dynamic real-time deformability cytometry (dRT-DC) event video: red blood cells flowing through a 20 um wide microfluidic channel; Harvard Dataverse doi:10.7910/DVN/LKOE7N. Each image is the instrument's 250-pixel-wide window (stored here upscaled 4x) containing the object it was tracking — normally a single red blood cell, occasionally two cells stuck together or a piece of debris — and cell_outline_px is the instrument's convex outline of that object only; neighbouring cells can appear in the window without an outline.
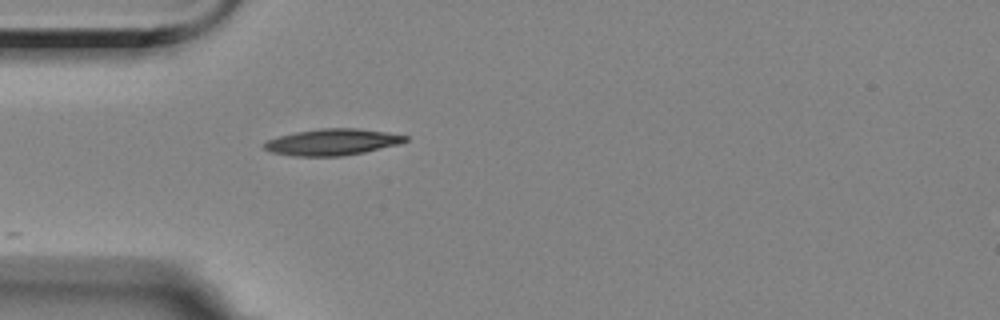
{"species": "Egyptian fruit bat (a non-hibernating species)", "species_latin": "Rousettus aegyptiacus", "temperature_condition": "room temperature", "stored_images_in_passage": 18, "camera_frame_rate_fps": 3000, "um_per_image_px": 0.085, "animal": {"sex": "female"}, "frame": {"image": 1, "passage_image": 1, "time_ms": 0.0, "image_size_px": [1000, 320], "cell_outline_px": [[408, 140], [396, 144], [364, 152], [344, 156], [292, 156], [272, 152], [264, 148], [264, 144], [268, 140], [280, 136], [296, 132], [320, 128], [356, 128], [384, 132], [408, 136]], "centroid_in_image_um": [28.22, 12.08], "position_along_channel_um": 56.8, "area_um2": 21.39}}
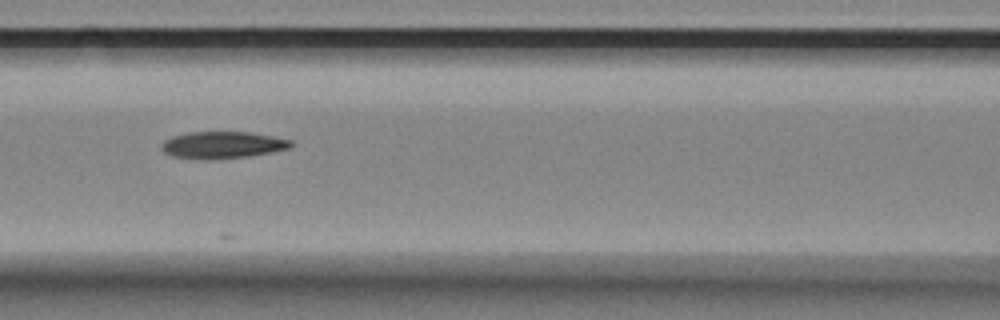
{"frame": {"image": 2, "passage_image": 9, "time_ms": 2.667, "image_size_px": [1000, 320], "cell_outline_px": [[292, 144], [288, 148], [248, 156], [208, 160], [172, 156], [164, 152], [164, 140], [172, 136], [192, 132], [248, 132], [272, 136], [292, 140]], "centroid_in_image_um": [18.91, 12.32], "position_along_channel_um": 147.7, "area_um2": 19.88}}
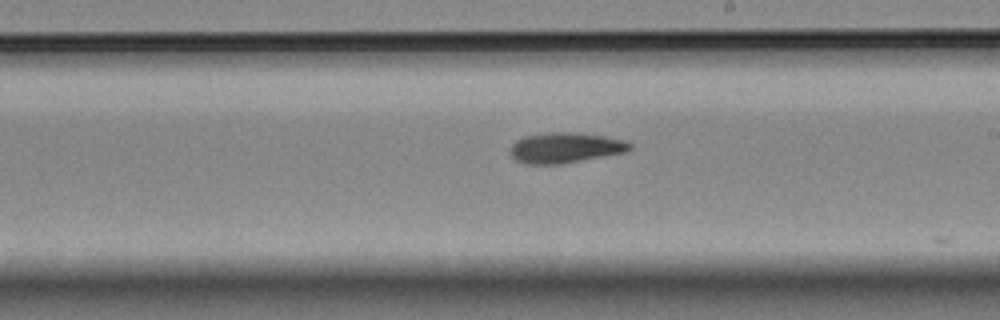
{"frame": {"image": 3, "passage_image": 17, "time_ms": 5.333, "image_size_px": [1000, 320], "cell_outline_px": [[632, 148], [624, 152], [560, 164], [524, 164], [516, 160], [508, 152], [512, 144], [516, 140], [524, 136], [548, 132], [568, 132], [604, 136], [624, 140], [632, 144]], "centroid_in_image_um": [47.99, 12.56], "position_along_channel_um": 241.0, "area_um2": 21.1}}